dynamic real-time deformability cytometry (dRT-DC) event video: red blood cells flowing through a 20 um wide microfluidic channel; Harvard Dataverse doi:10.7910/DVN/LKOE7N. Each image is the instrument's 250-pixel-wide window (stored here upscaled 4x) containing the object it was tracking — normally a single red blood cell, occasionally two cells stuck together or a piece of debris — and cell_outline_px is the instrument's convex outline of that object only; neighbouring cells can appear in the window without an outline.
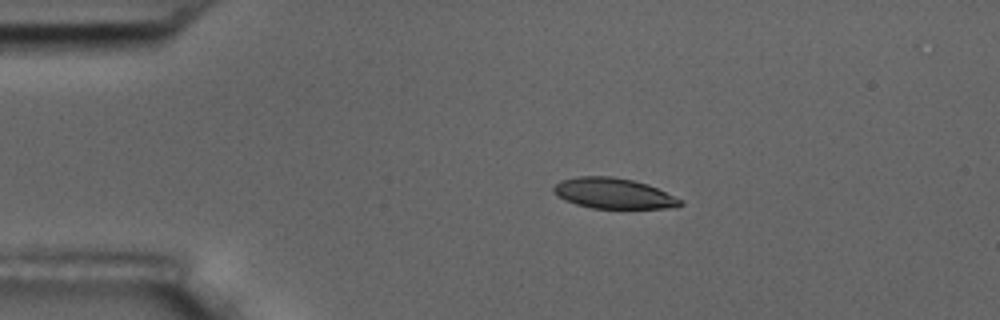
{"species": "common noctule bat (a hibernating species)", "species_latin": "Nyctalus noctula", "temperature_condition": "room temperature", "stored_images_in_passage": 12, "camera_frame_rate_fps": 3000, "um_per_image_px": 0.085, "animal": {"sex": "male", "body_mass_g": 17.5, "forearm_length_mm": 52.3}, "frame": {"image": 1, "passage_image": 1, "time_ms": 0.0, "image_size_px": [1000, 320], "cell_outline_px": [[684, 204], [676, 208], [592, 208], [576, 204], [564, 200], [552, 188], [560, 180], [576, 176], [612, 176], [632, 180], [648, 184], [684, 200]], "centroid_in_image_um": [52.2, 16.43], "position_along_channel_um": 32.8, "area_um2": 22.6}}
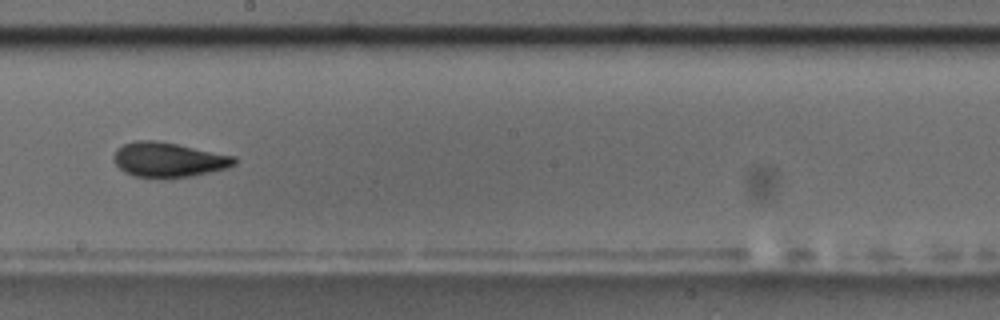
{"frame": {"image": 2, "passage_image": 6, "time_ms": 7.0, "image_size_px": [1000, 320], "cell_outline_px": [[236, 164], [228, 168], [192, 176], [136, 176], [124, 172], [112, 160], [112, 156], [116, 148], [124, 144], [136, 140], [156, 140], [236, 156]], "centroid_in_image_um": [14.31, 13.55], "position_along_channel_um": 233.9, "area_um2": 24.1}}
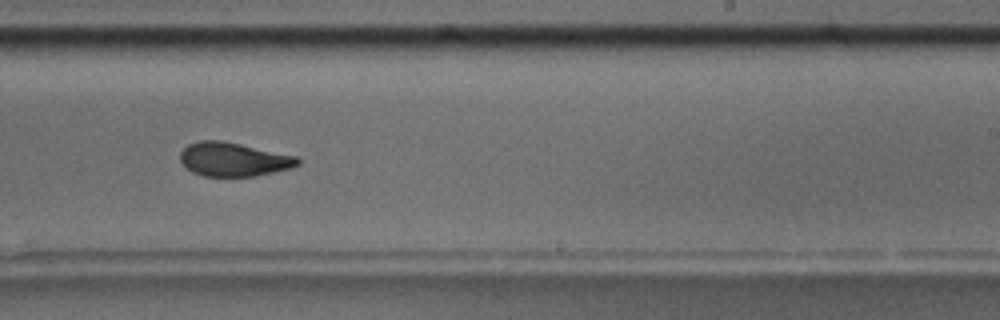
{"frame": {"image": 3, "passage_image": 7, "time_ms": 8.0, "image_size_px": [1000, 320], "cell_outline_px": [[300, 164], [292, 168], [252, 176], [204, 176], [192, 172], [180, 160], [180, 152], [188, 144], [196, 140], [220, 140], [240, 144], [296, 156], [300, 160]], "centroid_in_image_um": [19.83, 13.54], "position_along_channel_um": 269.2, "area_um2": 23.0}, "authors_computed_cell_mechanics": {"area_um2": 23.7847, "velocity_mm_per_s": 3.5311, "shape_relaxation_time_tau1_ms": 10.3833, "shape_relaxation_time_tau2_ms": 1.7097, "deformation_change_tau1": 0.1848, "deformation_change_tau2": 0.0622}}